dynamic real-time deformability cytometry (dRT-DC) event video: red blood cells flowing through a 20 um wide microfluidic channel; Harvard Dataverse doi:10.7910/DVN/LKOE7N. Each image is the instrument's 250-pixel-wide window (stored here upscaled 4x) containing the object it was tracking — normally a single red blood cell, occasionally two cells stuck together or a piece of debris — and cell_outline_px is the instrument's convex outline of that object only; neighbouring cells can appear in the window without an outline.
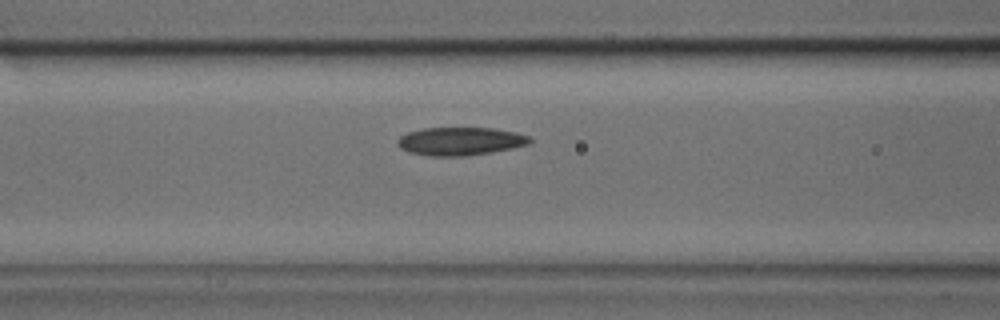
{"species": "common noctule bat (a hibernating species)", "species_latin": "Nyctalus noctula", "temperature_condition": "cold", "stored_images_in_passage": 6, "camera_frame_rate_fps": 3000, "um_per_image_px": 0.085, "animal": {"sex": "male", "body_mass_g": 17.9, "forearm_length_mm": 54.2}, "frame": {"image": 1, "passage_image": 6, "time_ms": 1.667, "image_size_px": [1000, 320], "cell_outline_px": [[532, 144], [492, 152], [468, 156], [428, 156], [408, 152], [400, 148], [396, 144], [396, 140], [400, 136], [408, 132], [424, 128], [492, 128], [516, 132], [528, 136], [532, 140]], "centroid_in_image_um": [39.11, 12.01], "position_along_channel_um": 127.5, "area_um2": 21.91}}